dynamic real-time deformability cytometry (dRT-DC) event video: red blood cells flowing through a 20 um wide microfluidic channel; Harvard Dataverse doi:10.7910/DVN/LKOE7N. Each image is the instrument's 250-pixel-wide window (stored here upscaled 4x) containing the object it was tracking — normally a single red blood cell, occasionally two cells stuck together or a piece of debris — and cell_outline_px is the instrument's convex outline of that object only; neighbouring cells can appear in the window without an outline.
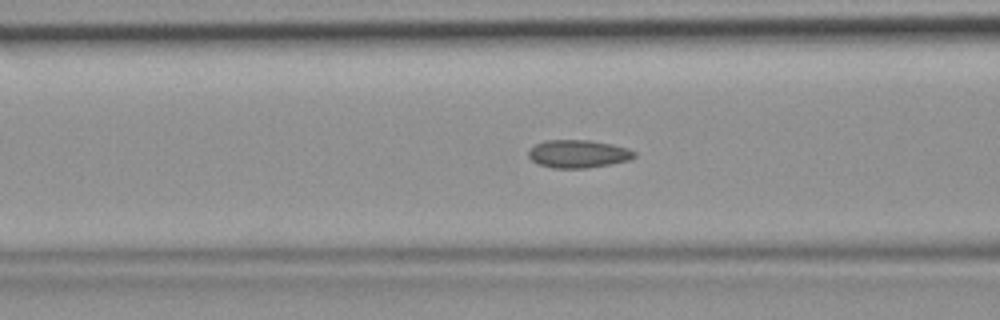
{"species": "common noctule bat (a hibernating species)", "species_latin": "Nyctalus noctula", "temperature_condition": "room temperature", "stored_images_in_passage": 44, "camera_frame_rate_fps": 3000, "um_per_image_px": 0.085, "animal": {"sex": "female", "body_mass_g": 19.9}, "frame": {"image": 1, "passage_image": 17, "time_ms": 5.333, "image_size_px": [1000, 320], "cell_outline_px": [[636, 156], [632, 160], [588, 168], [552, 168], [540, 164], [532, 160], [528, 156], [528, 152], [536, 144], [544, 140], [588, 140], [612, 144], [628, 148], [636, 152]], "centroid_in_image_um": [49.19, 13.08], "position_along_channel_um": 117.4, "area_um2": 17.28}}
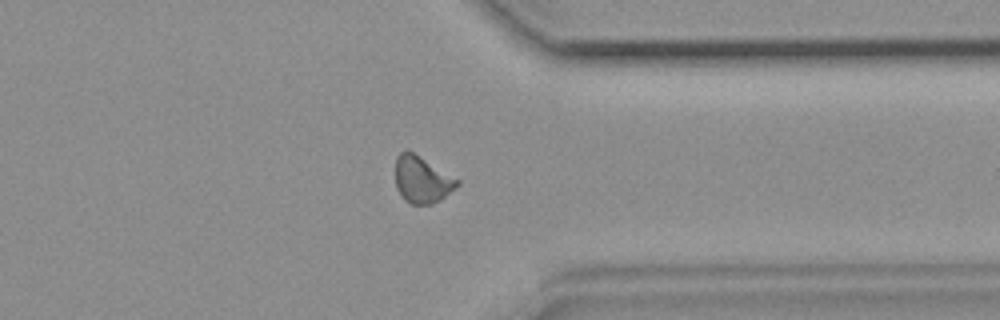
{"frame": {"image": 2, "passage_image": 35, "time_ms": 11.333, "image_size_px": [1000, 320], "cell_outline_px": [[460, 184], [456, 188], [440, 200], [432, 204], [412, 204], [404, 200], [396, 188], [396, 156], [400, 152], [412, 152], [460, 180]], "centroid_in_image_um": [35.88, 15.3], "position_along_channel_um": 375.5, "area_um2": 16.65}}
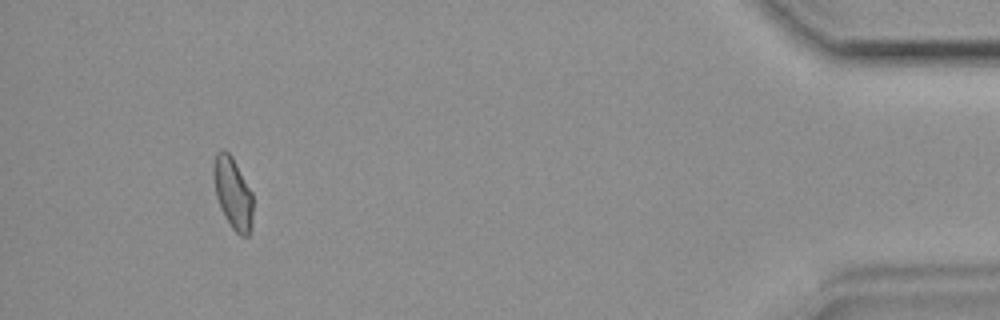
{"frame": {"image": 3, "passage_image": 42, "time_ms": 13.667, "image_size_px": [1000, 320], "cell_outline_px": [[252, 228], [248, 236], [240, 236], [232, 228], [224, 216], [216, 196], [212, 172], [212, 168], [216, 152], [220, 148], [224, 148], [232, 156], [252, 192]], "centroid_in_image_um": [19.78, 16.39], "position_along_channel_um": 415.4, "area_um2": 16.65}}